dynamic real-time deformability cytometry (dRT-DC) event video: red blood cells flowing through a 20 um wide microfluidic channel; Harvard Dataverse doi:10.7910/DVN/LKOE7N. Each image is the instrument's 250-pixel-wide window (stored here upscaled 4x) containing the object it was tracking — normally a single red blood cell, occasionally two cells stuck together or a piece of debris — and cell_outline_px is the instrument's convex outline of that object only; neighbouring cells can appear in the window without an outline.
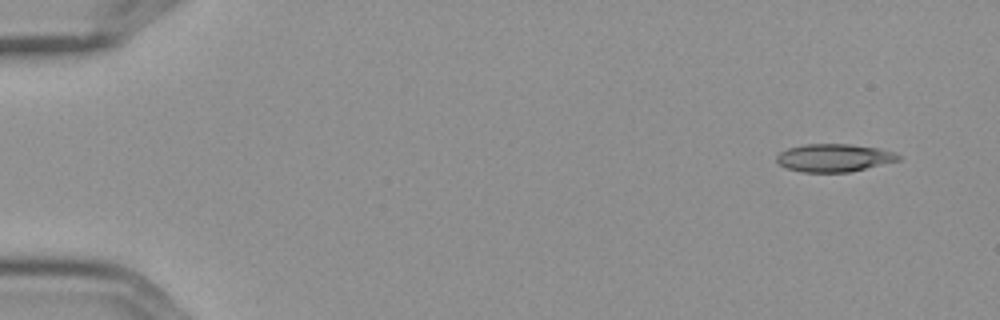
{"species": "Egyptian fruit bat (a non-hibernating species)", "species_latin": "Rousettus aegyptiacus", "temperature_condition": "cold", "stored_images_in_passage": 4, "camera_frame_rate_fps": 3000, "um_per_image_px": 0.085, "frame": {"image": 1, "passage_image": 1, "time_ms": 0.0, "image_size_px": [1000, 320], "cell_outline_px": [[900, 160], [848, 172], [800, 172], [788, 168], [780, 164], [776, 160], [776, 156], [780, 152], [788, 148], [804, 144], [852, 144], [880, 148], [892, 152], [900, 156]], "centroid_in_image_um": [70.88, 13.4], "position_along_channel_um": 14.1, "area_um2": 19.65}}